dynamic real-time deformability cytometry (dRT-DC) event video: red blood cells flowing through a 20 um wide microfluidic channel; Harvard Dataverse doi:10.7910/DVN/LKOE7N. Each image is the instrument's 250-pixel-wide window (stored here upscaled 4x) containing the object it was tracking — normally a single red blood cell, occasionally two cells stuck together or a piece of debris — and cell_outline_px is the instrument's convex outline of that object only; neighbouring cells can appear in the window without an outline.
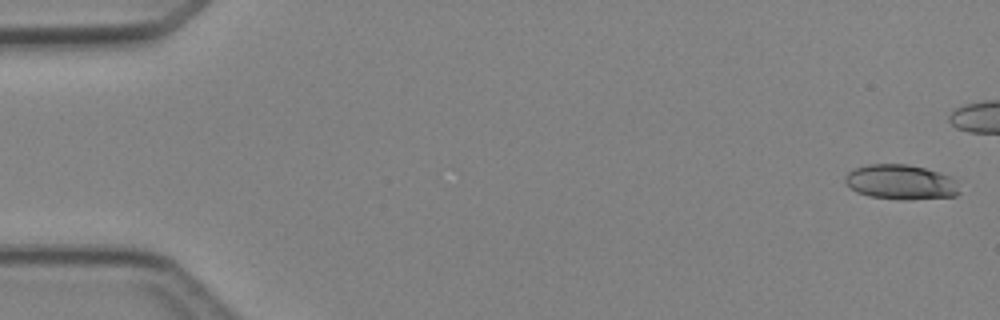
{"species": "Egyptian fruit bat (a non-hibernating species)", "species_latin": "Rousettus aegyptiacus", "temperature_condition": "cold", "stored_images_in_passage": 8, "camera_frame_rate_fps": 3000, "um_per_image_px": 0.085, "animal": {"sex": "female"}, "frame": {"image": 1, "passage_image": 1, "time_ms": 0.0, "image_size_px": [1000, 320], "cell_outline_px": [[960, 192], [956, 196], [908, 200], [900, 200], [868, 196], [856, 192], [844, 180], [844, 176], [848, 172], [856, 168], [868, 164], [908, 164], [940, 172], [948, 176], [952, 180]], "centroid_in_image_um": [76.53, 15.48], "position_along_channel_um": 8.5, "area_um2": 23.12}}